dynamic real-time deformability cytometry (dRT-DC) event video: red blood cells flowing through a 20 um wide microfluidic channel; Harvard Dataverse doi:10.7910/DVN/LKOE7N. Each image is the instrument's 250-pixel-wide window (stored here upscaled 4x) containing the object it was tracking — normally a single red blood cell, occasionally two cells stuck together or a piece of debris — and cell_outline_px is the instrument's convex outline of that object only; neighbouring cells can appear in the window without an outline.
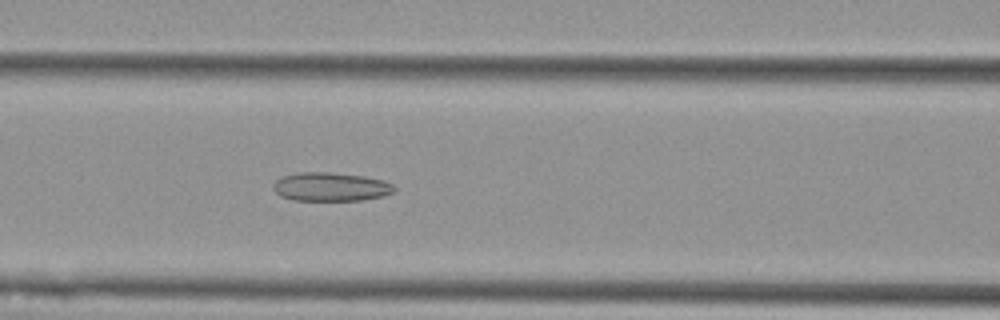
{"species": "Egyptian fruit bat (a non-hibernating species)", "species_latin": "Rousettus aegyptiacus", "temperature_condition": "cold", "stored_images_in_passage": 56, "camera_frame_rate_fps": 3000, "um_per_image_px": 0.085, "animal": {"sex": "female"}, "frame": {"image": 1, "passage_image": 24, "time_ms": 7.667, "image_size_px": [1000, 320], "cell_outline_px": [[396, 188], [392, 192], [384, 196], [360, 200], [292, 200], [280, 196], [272, 188], [276, 180], [280, 176], [296, 172], [328, 172], [364, 176], [384, 180], [392, 184]], "centroid_in_image_um": [28.08, 15.87], "position_along_channel_um": 138.5, "area_um2": 20.35}}
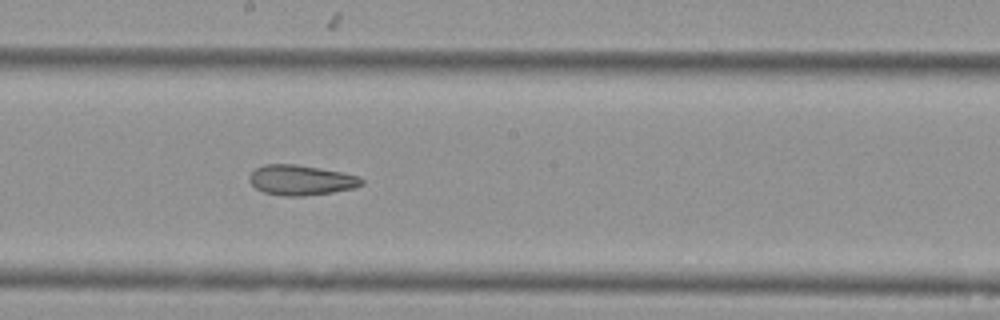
{"frame": {"image": 2, "passage_image": 31, "time_ms": 10.0, "image_size_px": [1000, 320], "cell_outline_px": [[364, 184], [352, 188], [332, 192], [304, 196], [284, 196], [264, 192], [256, 188], [248, 180], [248, 176], [256, 168], [264, 164], [296, 164], [320, 168], [340, 172], [356, 176], [364, 180]], "centroid_in_image_um": [25.55, 15.31], "position_along_channel_um": 222.7, "area_um2": 19.59}}
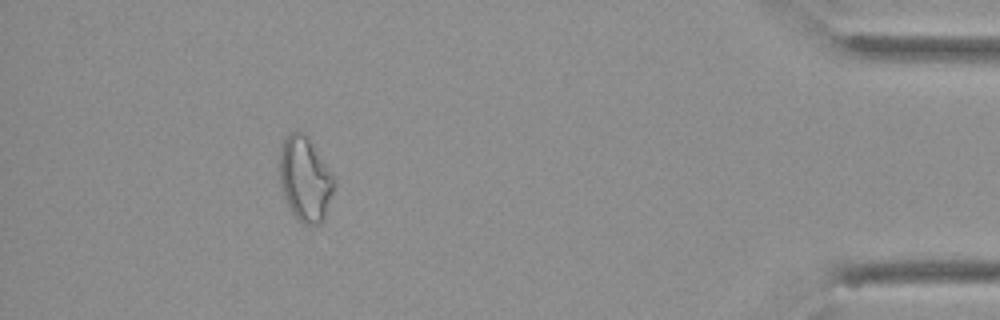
{"frame": {"image": 3, "passage_image": 51, "time_ms": 16.667, "image_size_px": [1000, 320], "cell_outline_px": [[336, 184], [324, 216], [320, 224], [304, 224], [292, 212], [284, 200], [280, 184], [280, 148], [288, 132], [304, 132], [308, 136], [332, 176]], "centroid_in_image_um": [25.9, 15.2], "position_along_channel_um": 409.3, "area_um2": 26.47}, "authors_computed_cell_mechanics": {"area_um2": 24.5361, "velocity_mm_per_s": 3.6231, "shape_relaxation_time_tau1_ms": null, "shape_relaxation_time_tau2_ms": 4.6283, "deformation_change_tau1": null, "deformation_change_tau2": 0.1317}}